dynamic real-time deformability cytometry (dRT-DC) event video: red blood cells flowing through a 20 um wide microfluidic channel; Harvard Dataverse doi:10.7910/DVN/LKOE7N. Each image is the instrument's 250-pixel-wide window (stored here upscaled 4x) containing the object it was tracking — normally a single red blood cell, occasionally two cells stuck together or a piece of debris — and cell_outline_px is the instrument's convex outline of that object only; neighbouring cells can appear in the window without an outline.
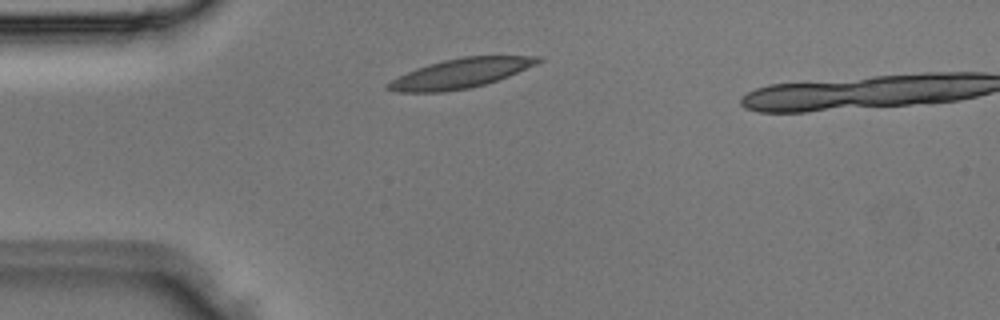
{"species": "Egyptian fruit bat (a non-hibernating species)", "species_latin": "Rousettus aegyptiacus", "temperature_condition": "room temperature", "stored_images_in_passage": 2, "camera_frame_rate_fps": 3000, "um_per_image_px": 0.085, "animal": {"sex": "male"}, "frame": {"image": 1, "passage_image": 1, "time_ms": 0.0, "image_size_px": [1000, 320], "cell_outline_px": [[544, 60], [536, 64], [508, 76], [484, 84], [468, 88], [444, 92], [396, 92], [384, 88], [384, 84], [416, 68], [428, 64], [444, 60], [464, 56], [540, 56]], "centroid_in_image_um": [39.12, 6.23], "position_along_channel_um": 45.9, "area_um2": 25.61}}